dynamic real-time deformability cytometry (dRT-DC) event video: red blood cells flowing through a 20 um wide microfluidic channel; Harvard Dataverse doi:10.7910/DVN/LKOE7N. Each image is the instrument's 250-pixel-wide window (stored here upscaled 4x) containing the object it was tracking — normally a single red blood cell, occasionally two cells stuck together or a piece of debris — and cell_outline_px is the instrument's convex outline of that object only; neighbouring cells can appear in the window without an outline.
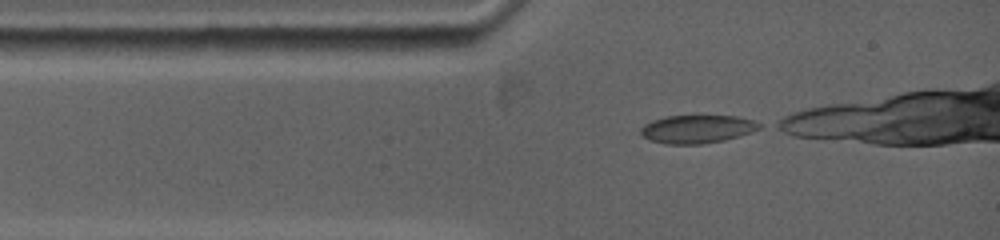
{"species": "common noctule bat (a hibernating species)", "species_latin": "Nyctalus noctula", "temperature_condition": "warm", "stored_images_in_passage": 6, "camera_frame_rate_fps": 5000, "um_per_image_px": 0.085, "animal": {"sex": "female", "body_mass_g": 19.0, "forearm_length_mm": 53.3}, "frame": {"image": 1, "passage_image": 1, "time_ms": 0.0, "image_size_px": [1000, 240], "cell_outline_px": [[764, 128], [752, 132], [724, 140], [700, 144], [668, 144], [652, 140], [644, 136], [640, 132], [640, 128], [644, 124], [652, 120], [668, 116], [736, 116], [756, 120], [764, 124]], "centroid_in_image_um": [59.34, 10.96], "position_along_channel_um": 25.7, "area_um2": 19.54}}